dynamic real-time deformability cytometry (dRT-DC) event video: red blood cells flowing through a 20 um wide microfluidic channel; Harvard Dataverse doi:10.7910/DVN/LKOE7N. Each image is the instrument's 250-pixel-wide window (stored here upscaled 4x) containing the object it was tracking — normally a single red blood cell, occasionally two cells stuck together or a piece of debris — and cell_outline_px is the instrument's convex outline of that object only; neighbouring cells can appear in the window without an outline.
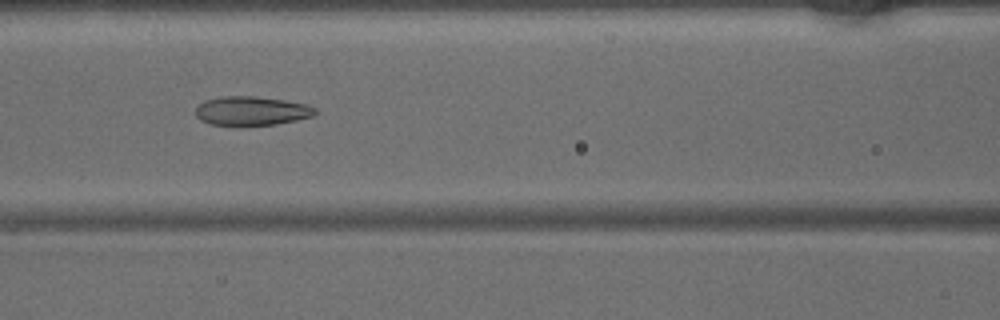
{"species": "common noctule bat (a hibernating species)", "species_latin": "Nyctalus noctula", "temperature_condition": "warm", "stored_images_in_passage": 39, "camera_frame_rate_fps": 3000, "um_per_image_px": 0.085, "animal": {"sex": "male", "body_mass_g": 15.6}, "frame": {"image": 1, "passage_image": 12, "time_ms": 3.667, "image_size_px": [1000, 320], "cell_outline_px": [[316, 112], [312, 116], [296, 120], [276, 124], [208, 124], [200, 120], [196, 116], [196, 108], [204, 100], [224, 96], [256, 96], [284, 100], [308, 104], [316, 108]], "centroid_in_image_um": [21.39, 9.4], "position_along_channel_um": 145.2, "area_um2": 19.94}}
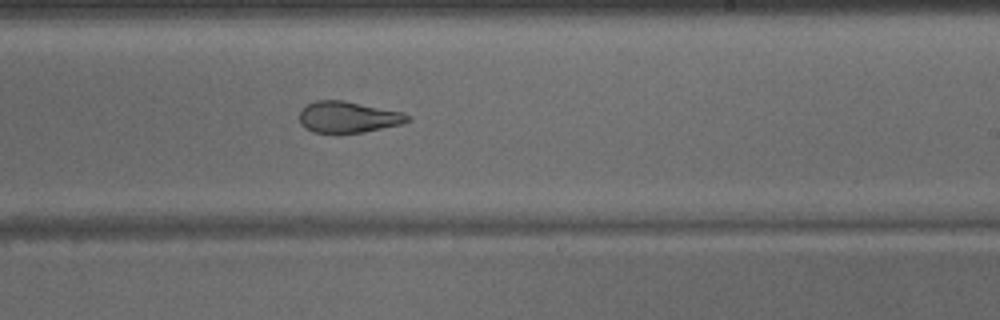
{"frame": {"image": 2, "passage_image": 20, "time_ms": 6.333, "image_size_px": [1000, 320], "cell_outline_px": [[412, 120], [400, 124], [364, 132], [336, 136], [312, 132], [300, 124], [300, 108], [304, 104], [316, 100], [344, 100], [404, 112], [412, 116]], "centroid_in_image_um": [29.56, 9.98], "position_along_channel_um": 259.4, "area_um2": 20.63}}
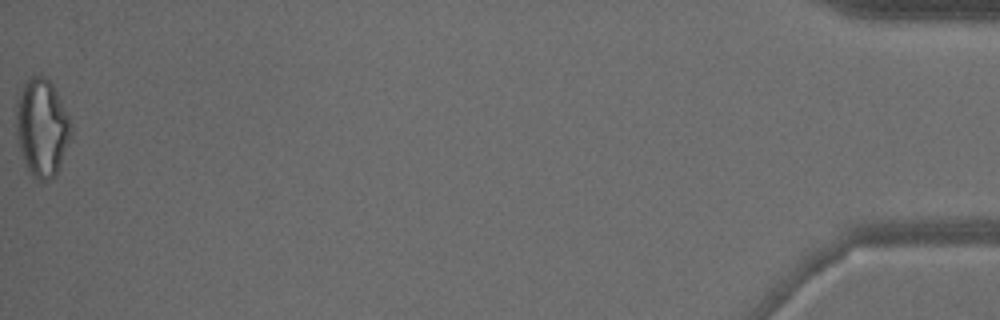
{"frame": {"image": 3, "passage_image": 39, "time_ms": 12.667, "image_size_px": [1000, 320], "cell_outline_px": [[72, 136], [56, 176], [40, 184], [32, 176], [24, 164], [20, 148], [16, 128], [16, 100], [24, 80], [40, 72], [52, 84], [68, 116], [72, 128]], "centroid_in_image_um": [3.55, 10.86], "position_along_channel_um": 431.6, "area_um2": 31.73}}